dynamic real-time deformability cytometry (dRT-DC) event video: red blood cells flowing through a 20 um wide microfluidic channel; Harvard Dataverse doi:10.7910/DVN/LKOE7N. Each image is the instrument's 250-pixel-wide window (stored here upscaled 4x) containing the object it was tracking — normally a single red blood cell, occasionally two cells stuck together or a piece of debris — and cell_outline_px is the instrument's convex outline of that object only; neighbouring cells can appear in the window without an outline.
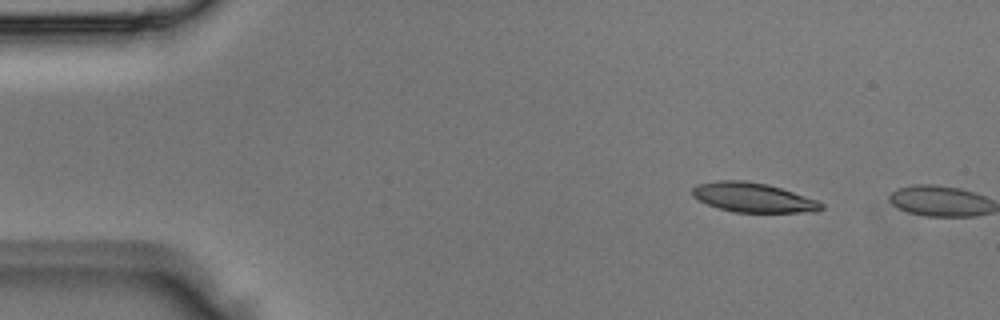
{"species": "Egyptian fruit bat (a non-hibernating species)", "species_latin": "Rousettus aegyptiacus", "temperature_condition": "room temperature", "stored_images_in_passage": 2, "camera_frame_rate_fps": 3000, "um_per_image_px": 0.085, "animal": {"sex": "male"}, "frame": {"image": 1, "passage_image": 1, "time_ms": 0.0, "image_size_px": [1000, 320], "cell_outline_px": [[824, 208], [816, 212], [732, 212], [708, 204], [692, 196], [692, 188], [700, 184], [720, 180], [744, 180], [768, 184], [816, 200], [824, 204]], "centroid_in_image_um": [64.03, 16.79], "position_along_channel_um": 21.0, "area_um2": 21.91}}